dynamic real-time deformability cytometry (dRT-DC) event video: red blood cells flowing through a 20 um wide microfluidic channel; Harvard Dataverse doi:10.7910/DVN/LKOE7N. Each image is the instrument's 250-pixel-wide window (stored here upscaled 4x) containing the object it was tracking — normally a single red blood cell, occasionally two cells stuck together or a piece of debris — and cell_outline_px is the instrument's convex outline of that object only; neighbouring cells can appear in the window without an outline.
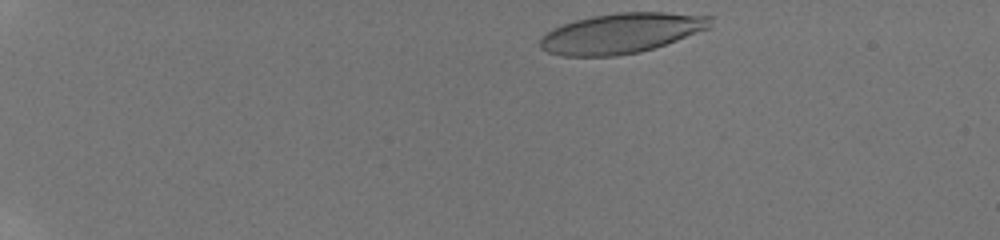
{"species": "human", "species_latin": "Homo sapiens", "temperature_condition": "room temperature", "stored_images_in_passage": 34, "camera_frame_rate_fps": 3000, "um_per_image_px": 0.085, "donor": {"sex": "male"}, "frame": {"image": 1, "passage_image": 1, "time_ms": 0.0, "image_size_px": [1000, 240], "cell_outline_px": [[712, 28], [640, 52], [616, 56], [560, 56], [548, 52], [540, 48], [540, 36], [552, 28], [576, 20], [592, 16], [616, 12], [664, 12], [712, 16]], "centroid_in_image_um": [52.8, 2.82], "position_along_channel_um": 32.2, "area_um2": 39.94}}
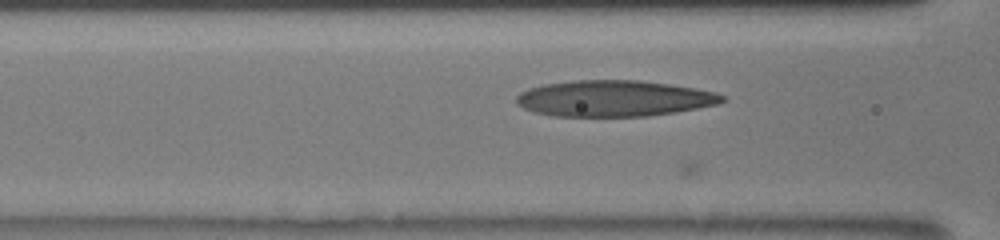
{"frame": {"image": 2, "passage_image": 16, "time_ms": 5.0, "image_size_px": [1000, 240], "cell_outline_px": [[728, 100], [716, 104], [676, 112], [648, 116], [552, 116], [536, 112], [524, 108], [516, 104], [516, 96], [520, 92], [528, 88], [544, 84], [576, 80], [640, 80], [696, 88], [716, 92], [724, 96]], "centroid_in_image_um": [52.19, 8.36], "position_along_channel_um": 114.4, "area_um2": 43.35}}
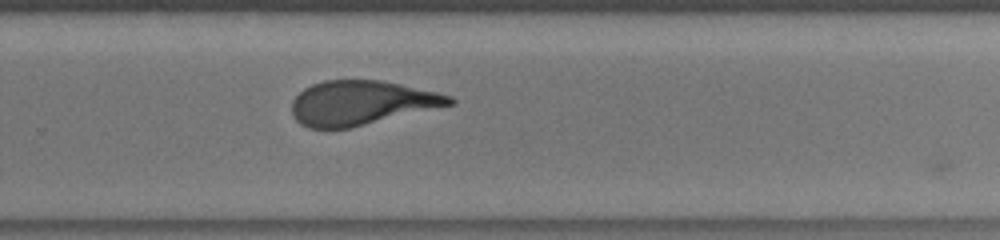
{"frame": {"image": 3, "passage_image": 30, "time_ms": 9.667, "image_size_px": [1000, 240], "cell_outline_px": [[456, 104], [352, 128], [308, 128], [300, 124], [292, 116], [292, 100], [304, 88], [312, 84], [324, 80], [380, 80], [400, 84], [436, 92], [452, 96], [456, 100]], "centroid_in_image_um": [30.72, 8.75], "position_along_channel_um": 299.1, "area_um2": 41.04}}